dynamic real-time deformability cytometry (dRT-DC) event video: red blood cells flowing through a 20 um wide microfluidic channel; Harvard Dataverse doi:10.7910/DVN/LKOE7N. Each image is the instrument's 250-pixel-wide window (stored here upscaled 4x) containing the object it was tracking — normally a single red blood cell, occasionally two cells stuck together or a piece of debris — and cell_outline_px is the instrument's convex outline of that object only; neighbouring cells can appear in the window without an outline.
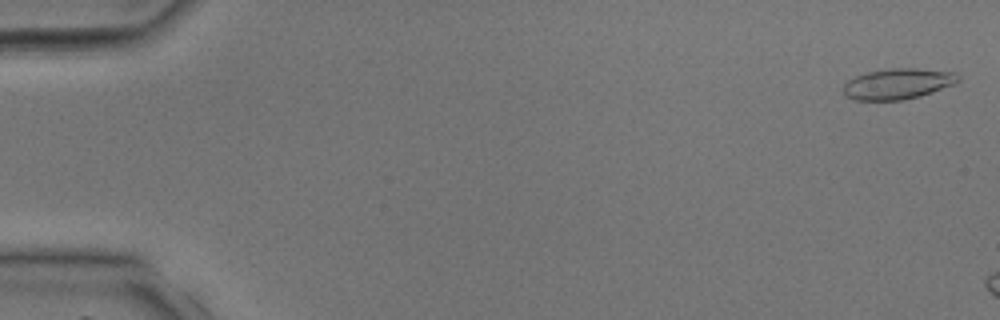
{"species": "common noctule bat (a hibernating species)", "species_latin": "Nyctalus noctula", "temperature_condition": "room temperature", "stored_images_in_passage": 12, "camera_frame_rate_fps": 3000, "um_per_image_px": 0.085, "animal": {"sex": "male", "body_mass_g": 17.9, "forearm_length_mm": 54.2}, "frame": {"image": 1, "passage_image": 1, "time_ms": 0.0, "image_size_px": [1000, 320], "cell_outline_px": [[960, 80], [956, 84], [920, 96], [904, 100], [856, 100], [844, 96], [844, 84], [848, 80], [856, 76], [868, 72], [888, 68], [916, 68], [956, 72], [960, 76]], "centroid_in_image_um": [76.35, 7.12], "position_along_channel_um": 8.7, "area_um2": 20.75}}